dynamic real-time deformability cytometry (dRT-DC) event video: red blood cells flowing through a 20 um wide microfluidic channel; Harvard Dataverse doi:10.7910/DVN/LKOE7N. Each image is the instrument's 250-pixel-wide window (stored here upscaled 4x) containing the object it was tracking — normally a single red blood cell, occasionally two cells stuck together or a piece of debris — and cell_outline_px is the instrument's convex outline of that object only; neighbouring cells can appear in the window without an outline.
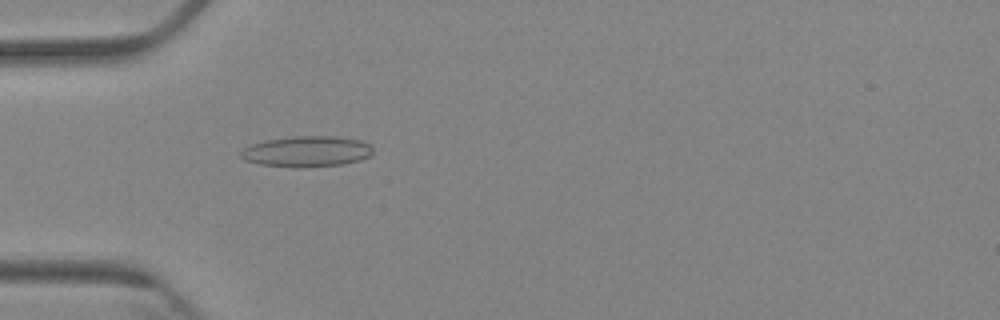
{"species": "Egyptian fruit bat (a non-hibernating species)", "species_latin": "Rousettus aegyptiacus", "temperature_condition": "cold", "stored_images_in_passage": 5, "camera_frame_rate_fps": 3000, "um_per_image_px": 0.085, "animal": {"sex": "female"}, "frame": {"image": 1, "passage_image": 5, "time_ms": 5.0, "image_size_px": [1000, 320], "cell_outline_px": [[372, 152], [368, 156], [360, 160], [344, 164], [300, 168], [296, 168], [260, 164], [244, 160], [240, 156], [240, 152], [244, 148], [252, 144], [264, 140], [292, 136], [336, 136], [360, 140], [372, 144]], "centroid_in_image_um": [26.07, 12.87], "position_along_channel_um": 58.9, "area_um2": 23.93}}